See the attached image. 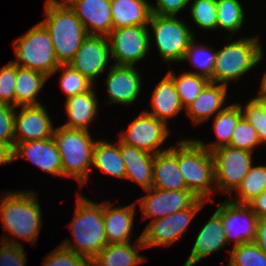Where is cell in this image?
Returning <instances> with one entry per match:
<instances>
[{"label":"cell","mask_w":266,"mask_h":266,"mask_svg":"<svg viewBox=\"0 0 266 266\" xmlns=\"http://www.w3.org/2000/svg\"><path fill=\"white\" fill-rule=\"evenodd\" d=\"M12 192V193H11ZM35 191H8L0 198V217L3 230L12 237L2 238L9 244H21L15 237L36 244L42 227V213ZM9 239V240H8Z\"/></svg>","instance_id":"cell-1"},{"label":"cell","mask_w":266,"mask_h":266,"mask_svg":"<svg viewBox=\"0 0 266 266\" xmlns=\"http://www.w3.org/2000/svg\"><path fill=\"white\" fill-rule=\"evenodd\" d=\"M74 213L69 229L75 244L73 240L66 239L60 245L91 261L108 244L103 220V204L90 201L79 194Z\"/></svg>","instance_id":"cell-2"},{"label":"cell","mask_w":266,"mask_h":266,"mask_svg":"<svg viewBox=\"0 0 266 266\" xmlns=\"http://www.w3.org/2000/svg\"><path fill=\"white\" fill-rule=\"evenodd\" d=\"M45 17L58 63L69 64L88 36L83 24L64 0H46Z\"/></svg>","instance_id":"cell-3"},{"label":"cell","mask_w":266,"mask_h":266,"mask_svg":"<svg viewBox=\"0 0 266 266\" xmlns=\"http://www.w3.org/2000/svg\"><path fill=\"white\" fill-rule=\"evenodd\" d=\"M177 143L179 170L187 189L198 199L213 201L211 196L215 191V172L212 152L193 138Z\"/></svg>","instance_id":"cell-4"},{"label":"cell","mask_w":266,"mask_h":266,"mask_svg":"<svg viewBox=\"0 0 266 266\" xmlns=\"http://www.w3.org/2000/svg\"><path fill=\"white\" fill-rule=\"evenodd\" d=\"M53 139L60 153L63 177L75 178L81 187L89 179L97 140L87 130L62 125L55 128Z\"/></svg>","instance_id":"cell-5"},{"label":"cell","mask_w":266,"mask_h":266,"mask_svg":"<svg viewBox=\"0 0 266 266\" xmlns=\"http://www.w3.org/2000/svg\"><path fill=\"white\" fill-rule=\"evenodd\" d=\"M263 50L259 36L242 37L216 50L211 83L228 87L231 81H238L261 63Z\"/></svg>","instance_id":"cell-6"},{"label":"cell","mask_w":266,"mask_h":266,"mask_svg":"<svg viewBox=\"0 0 266 266\" xmlns=\"http://www.w3.org/2000/svg\"><path fill=\"white\" fill-rule=\"evenodd\" d=\"M19 67L35 70L51 77L60 65L56 59L49 31L39 22L13 41Z\"/></svg>","instance_id":"cell-7"},{"label":"cell","mask_w":266,"mask_h":266,"mask_svg":"<svg viewBox=\"0 0 266 266\" xmlns=\"http://www.w3.org/2000/svg\"><path fill=\"white\" fill-rule=\"evenodd\" d=\"M177 17L152 13L148 23L161 59L167 63L182 62L186 50L195 39L193 30Z\"/></svg>","instance_id":"cell-8"},{"label":"cell","mask_w":266,"mask_h":266,"mask_svg":"<svg viewBox=\"0 0 266 266\" xmlns=\"http://www.w3.org/2000/svg\"><path fill=\"white\" fill-rule=\"evenodd\" d=\"M214 159L215 187L231 194L241 184L251 169L253 152L223 146L212 152Z\"/></svg>","instance_id":"cell-9"},{"label":"cell","mask_w":266,"mask_h":266,"mask_svg":"<svg viewBox=\"0 0 266 266\" xmlns=\"http://www.w3.org/2000/svg\"><path fill=\"white\" fill-rule=\"evenodd\" d=\"M206 200L197 199L189 208L175 212L161 219L151 221L141 234L145 248L166 246L176 242L201 210Z\"/></svg>","instance_id":"cell-10"},{"label":"cell","mask_w":266,"mask_h":266,"mask_svg":"<svg viewBox=\"0 0 266 266\" xmlns=\"http://www.w3.org/2000/svg\"><path fill=\"white\" fill-rule=\"evenodd\" d=\"M149 26H127L113 29L108 36L114 65L135 66L151 49Z\"/></svg>","instance_id":"cell-11"},{"label":"cell","mask_w":266,"mask_h":266,"mask_svg":"<svg viewBox=\"0 0 266 266\" xmlns=\"http://www.w3.org/2000/svg\"><path fill=\"white\" fill-rule=\"evenodd\" d=\"M216 212L221 216L226 242L232 239L239 246L247 242H255L258 217L246 203H236L229 198L218 204Z\"/></svg>","instance_id":"cell-12"},{"label":"cell","mask_w":266,"mask_h":266,"mask_svg":"<svg viewBox=\"0 0 266 266\" xmlns=\"http://www.w3.org/2000/svg\"><path fill=\"white\" fill-rule=\"evenodd\" d=\"M126 131V132H125ZM119 136L124 144L134 146L150 154H157L167 149H160V146L168 139L169 129L167 124L149 113L143 111Z\"/></svg>","instance_id":"cell-13"},{"label":"cell","mask_w":266,"mask_h":266,"mask_svg":"<svg viewBox=\"0 0 266 266\" xmlns=\"http://www.w3.org/2000/svg\"><path fill=\"white\" fill-rule=\"evenodd\" d=\"M148 194L139 198L143 219H161L189 208L198 198L189 190H161L151 187Z\"/></svg>","instance_id":"cell-14"},{"label":"cell","mask_w":266,"mask_h":266,"mask_svg":"<svg viewBox=\"0 0 266 266\" xmlns=\"http://www.w3.org/2000/svg\"><path fill=\"white\" fill-rule=\"evenodd\" d=\"M111 59L108 37L88 35L69 65L88 78L92 83L105 70Z\"/></svg>","instance_id":"cell-15"},{"label":"cell","mask_w":266,"mask_h":266,"mask_svg":"<svg viewBox=\"0 0 266 266\" xmlns=\"http://www.w3.org/2000/svg\"><path fill=\"white\" fill-rule=\"evenodd\" d=\"M20 107L14 117L15 146L20 142L53 137L55 128L43 104Z\"/></svg>","instance_id":"cell-16"},{"label":"cell","mask_w":266,"mask_h":266,"mask_svg":"<svg viewBox=\"0 0 266 266\" xmlns=\"http://www.w3.org/2000/svg\"><path fill=\"white\" fill-rule=\"evenodd\" d=\"M88 35L108 37L113 30L111 0H64Z\"/></svg>","instance_id":"cell-17"},{"label":"cell","mask_w":266,"mask_h":266,"mask_svg":"<svg viewBox=\"0 0 266 266\" xmlns=\"http://www.w3.org/2000/svg\"><path fill=\"white\" fill-rule=\"evenodd\" d=\"M141 75L135 66L112 65L105 84L108 92V104L130 105L141 92Z\"/></svg>","instance_id":"cell-18"},{"label":"cell","mask_w":266,"mask_h":266,"mask_svg":"<svg viewBox=\"0 0 266 266\" xmlns=\"http://www.w3.org/2000/svg\"><path fill=\"white\" fill-rule=\"evenodd\" d=\"M13 158H27L52 176H63L62 162L57 145L52 138L20 142L13 149Z\"/></svg>","instance_id":"cell-19"},{"label":"cell","mask_w":266,"mask_h":266,"mask_svg":"<svg viewBox=\"0 0 266 266\" xmlns=\"http://www.w3.org/2000/svg\"><path fill=\"white\" fill-rule=\"evenodd\" d=\"M226 244L222 219L215 211L196 235L190 256L183 266H194L195 263L201 262L204 257L224 248Z\"/></svg>","instance_id":"cell-20"},{"label":"cell","mask_w":266,"mask_h":266,"mask_svg":"<svg viewBox=\"0 0 266 266\" xmlns=\"http://www.w3.org/2000/svg\"><path fill=\"white\" fill-rule=\"evenodd\" d=\"M135 205L131 203L112 208L109 200L103 202V220L108 244L131 242Z\"/></svg>","instance_id":"cell-21"},{"label":"cell","mask_w":266,"mask_h":266,"mask_svg":"<svg viewBox=\"0 0 266 266\" xmlns=\"http://www.w3.org/2000/svg\"><path fill=\"white\" fill-rule=\"evenodd\" d=\"M228 87L209 82L200 92L198 97L189 104L185 110L194 125L208 121L212 115L225 110L224 102L227 98Z\"/></svg>","instance_id":"cell-22"},{"label":"cell","mask_w":266,"mask_h":266,"mask_svg":"<svg viewBox=\"0 0 266 266\" xmlns=\"http://www.w3.org/2000/svg\"><path fill=\"white\" fill-rule=\"evenodd\" d=\"M120 153L125 163V179L134 181L143 190L150 189L153 183L154 155L121 141Z\"/></svg>","instance_id":"cell-23"},{"label":"cell","mask_w":266,"mask_h":266,"mask_svg":"<svg viewBox=\"0 0 266 266\" xmlns=\"http://www.w3.org/2000/svg\"><path fill=\"white\" fill-rule=\"evenodd\" d=\"M152 187L161 190H188L179 170L177 145L154 155Z\"/></svg>","instance_id":"cell-24"},{"label":"cell","mask_w":266,"mask_h":266,"mask_svg":"<svg viewBox=\"0 0 266 266\" xmlns=\"http://www.w3.org/2000/svg\"><path fill=\"white\" fill-rule=\"evenodd\" d=\"M150 102L152 110L145 112L166 124L168 118L175 117L184 109L175 83L168 74L155 86Z\"/></svg>","instance_id":"cell-25"},{"label":"cell","mask_w":266,"mask_h":266,"mask_svg":"<svg viewBox=\"0 0 266 266\" xmlns=\"http://www.w3.org/2000/svg\"><path fill=\"white\" fill-rule=\"evenodd\" d=\"M94 88L88 92L65 99L68 122L62 126L89 131V123L98 115V99Z\"/></svg>","instance_id":"cell-26"},{"label":"cell","mask_w":266,"mask_h":266,"mask_svg":"<svg viewBox=\"0 0 266 266\" xmlns=\"http://www.w3.org/2000/svg\"><path fill=\"white\" fill-rule=\"evenodd\" d=\"M107 244L100 253L91 260V266H137L146 261L138 250L145 248L141 235L134 243Z\"/></svg>","instance_id":"cell-27"},{"label":"cell","mask_w":266,"mask_h":266,"mask_svg":"<svg viewBox=\"0 0 266 266\" xmlns=\"http://www.w3.org/2000/svg\"><path fill=\"white\" fill-rule=\"evenodd\" d=\"M148 0H111L113 29L148 26L152 14Z\"/></svg>","instance_id":"cell-28"},{"label":"cell","mask_w":266,"mask_h":266,"mask_svg":"<svg viewBox=\"0 0 266 266\" xmlns=\"http://www.w3.org/2000/svg\"><path fill=\"white\" fill-rule=\"evenodd\" d=\"M47 79L41 72L16 65L15 107L40 105L37 96Z\"/></svg>","instance_id":"cell-29"},{"label":"cell","mask_w":266,"mask_h":266,"mask_svg":"<svg viewBox=\"0 0 266 266\" xmlns=\"http://www.w3.org/2000/svg\"><path fill=\"white\" fill-rule=\"evenodd\" d=\"M92 166L105 175L125 179V163L120 153V140L116 145L105 140H97L93 150Z\"/></svg>","instance_id":"cell-30"},{"label":"cell","mask_w":266,"mask_h":266,"mask_svg":"<svg viewBox=\"0 0 266 266\" xmlns=\"http://www.w3.org/2000/svg\"><path fill=\"white\" fill-rule=\"evenodd\" d=\"M242 112L238 103L230 104L228 107L214 116L213 129L216 134V142L206 144L197 139V141L209 152L229 146L234 129L238 121L242 118Z\"/></svg>","instance_id":"cell-31"},{"label":"cell","mask_w":266,"mask_h":266,"mask_svg":"<svg viewBox=\"0 0 266 266\" xmlns=\"http://www.w3.org/2000/svg\"><path fill=\"white\" fill-rule=\"evenodd\" d=\"M216 6L217 29L229 31L231 40V35H235L242 28L245 19L242 3L238 0H216Z\"/></svg>","instance_id":"cell-32"},{"label":"cell","mask_w":266,"mask_h":266,"mask_svg":"<svg viewBox=\"0 0 266 266\" xmlns=\"http://www.w3.org/2000/svg\"><path fill=\"white\" fill-rule=\"evenodd\" d=\"M174 81L181 104L185 109L200 94L202 89L210 82L206 77L185 71L176 76L174 71L167 73Z\"/></svg>","instance_id":"cell-33"},{"label":"cell","mask_w":266,"mask_h":266,"mask_svg":"<svg viewBox=\"0 0 266 266\" xmlns=\"http://www.w3.org/2000/svg\"><path fill=\"white\" fill-rule=\"evenodd\" d=\"M266 190V165L252 166L246 176L243 178L241 184L235 191L238 193V199L231 201L236 203H248L255 196L260 195Z\"/></svg>","instance_id":"cell-34"},{"label":"cell","mask_w":266,"mask_h":266,"mask_svg":"<svg viewBox=\"0 0 266 266\" xmlns=\"http://www.w3.org/2000/svg\"><path fill=\"white\" fill-rule=\"evenodd\" d=\"M196 39H194L189 45L188 49L185 52L182 62L189 60L190 64L197 68L198 72H192L194 74L206 77L211 80L213 67L216 59V51L214 52L213 48L206 46H199L196 44Z\"/></svg>","instance_id":"cell-35"},{"label":"cell","mask_w":266,"mask_h":266,"mask_svg":"<svg viewBox=\"0 0 266 266\" xmlns=\"http://www.w3.org/2000/svg\"><path fill=\"white\" fill-rule=\"evenodd\" d=\"M59 70L62 72L59 84L62 91L67 95L66 98L88 92L94 88V83L69 64H60L52 76Z\"/></svg>","instance_id":"cell-36"},{"label":"cell","mask_w":266,"mask_h":266,"mask_svg":"<svg viewBox=\"0 0 266 266\" xmlns=\"http://www.w3.org/2000/svg\"><path fill=\"white\" fill-rule=\"evenodd\" d=\"M229 251L228 266H266V254L255 242L243 243Z\"/></svg>","instance_id":"cell-37"},{"label":"cell","mask_w":266,"mask_h":266,"mask_svg":"<svg viewBox=\"0 0 266 266\" xmlns=\"http://www.w3.org/2000/svg\"><path fill=\"white\" fill-rule=\"evenodd\" d=\"M192 1V2H191ZM190 14L194 23L204 30L217 29L216 0H190Z\"/></svg>","instance_id":"cell-38"},{"label":"cell","mask_w":266,"mask_h":266,"mask_svg":"<svg viewBox=\"0 0 266 266\" xmlns=\"http://www.w3.org/2000/svg\"><path fill=\"white\" fill-rule=\"evenodd\" d=\"M240 106L242 116L256 129L261 144H266V105L262 100L254 97L246 105Z\"/></svg>","instance_id":"cell-39"},{"label":"cell","mask_w":266,"mask_h":266,"mask_svg":"<svg viewBox=\"0 0 266 266\" xmlns=\"http://www.w3.org/2000/svg\"><path fill=\"white\" fill-rule=\"evenodd\" d=\"M259 145L261 142L256 129L242 117L234 129L229 146L253 152Z\"/></svg>","instance_id":"cell-40"},{"label":"cell","mask_w":266,"mask_h":266,"mask_svg":"<svg viewBox=\"0 0 266 266\" xmlns=\"http://www.w3.org/2000/svg\"><path fill=\"white\" fill-rule=\"evenodd\" d=\"M42 266H91V261L59 244L45 256Z\"/></svg>","instance_id":"cell-41"},{"label":"cell","mask_w":266,"mask_h":266,"mask_svg":"<svg viewBox=\"0 0 266 266\" xmlns=\"http://www.w3.org/2000/svg\"><path fill=\"white\" fill-rule=\"evenodd\" d=\"M16 64L12 61L0 68V103L15 106Z\"/></svg>","instance_id":"cell-42"},{"label":"cell","mask_w":266,"mask_h":266,"mask_svg":"<svg viewBox=\"0 0 266 266\" xmlns=\"http://www.w3.org/2000/svg\"><path fill=\"white\" fill-rule=\"evenodd\" d=\"M15 106L0 103V141L15 147L14 117Z\"/></svg>","instance_id":"cell-43"},{"label":"cell","mask_w":266,"mask_h":266,"mask_svg":"<svg viewBox=\"0 0 266 266\" xmlns=\"http://www.w3.org/2000/svg\"><path fill=\"white\" fill-rule=\"evenodd\" d=\"M0 266H26V254L21 244L0 242Z\"/></svg>","instance_id":"cell-44"},{"label":"cell","mask_w":266,"mask_h":266,"mask_svg":"<svg viewBox=\"0 0 266 266\" xmlns=\"http://www.w3.org/2000/svg\"><path fill=\"white\" fill-rule=\"evenodd\" d=\"M190 0H156V6L150 4L151 11L154 14L162 16H177L183 10Z\"/></svg>","instance_id":"cell-45"},{"label":"cell","mask_w":266,"mask_h":266,"mask_svg":"<svg viewBox=\"0 0 266 266\" xmlns=\"http://www.w3.org/2000/svg\"><path fill=\"white\" fill-rule=\"evenodd\" d=\"M258 218L266 217V190L247 203Z\"/></svg>","instance_id":"cell-46"},{"label":"cell","mask_w":266,"mask_h":266,"mask_svg":"<svg viewBox=\"0 0 266 266\" xmlns=\"http://www.w3.org/2000/svg\"><path fill=\"white\" fill-rule=\"evenodd\" d=\"M255 243L266 254V217L258 218Z\"/></svg>","instance_id":"cell-47"},{"label":"cell","mask_w":266,"mask_h":266,"mask_svg":"<svg viewBox=\"0 0 266 266\" xmlns=\"http://www.w3.org/2000/svg\"><path fill=\"white\" fill-rule=\"evenodd\" d=\"M13 161V148L9 144L0 141V165L9 164Z\"/></svg>","instance_id":"cell-48"},{"label":"cell","mask_w":266,"mask_h":266,"mask_svg":"<svg viewBox=\"0 0 266 266\" xmlns=\"http://www.w3.org/2000/svg\"><path fill=\"white\" fill-rule=\"evenodd\" d=\"M256 98L259 100H264L266 99V73L262 77L261 85H260V90L258 91Z\"/></svg>","instance_id":"cell-49"}]
</instances>
